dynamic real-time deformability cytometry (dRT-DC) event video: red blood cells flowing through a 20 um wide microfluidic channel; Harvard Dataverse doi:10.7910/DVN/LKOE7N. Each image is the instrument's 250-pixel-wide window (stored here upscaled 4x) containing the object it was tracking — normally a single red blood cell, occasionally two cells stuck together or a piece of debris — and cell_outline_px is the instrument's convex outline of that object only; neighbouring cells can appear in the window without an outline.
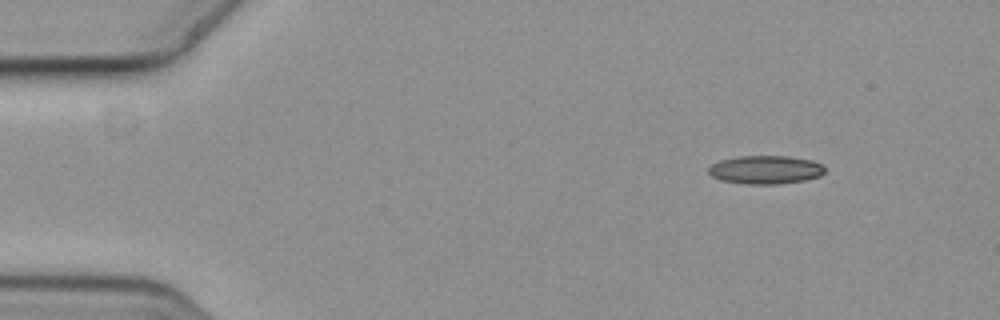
{"species": "common noctule bat (a hibernating species)", "species_latin": "Nyctalus noctula", "temperature_condition": "cold", "stored_images_in_passage": 4, "camera_frame_rate_fps": 3000, "um_per_image_px": 0.085, "animal": {"sex": "female", "body_mass_g": 19.3, "forearm_length_mm": 54.1}, "frame": {"image": 1, "passage_image": 1, "time_ms": 0.0, "image_size_px": [1000, 320], "cell_outline_px": [[824, 172], [820, 176], [804, 180], [776, 184], [748, 184], [720, 180], [712, 176], [708, 172], [708, 168], [712, 164], [720, 160], [736, 156], [788, 156], [812, 160], [820, 164], [824, 168]], "centroid_in_image_um": [65.04, 14.42], "position_along_channel_um": 20.0, "area_um2": 19.19}}
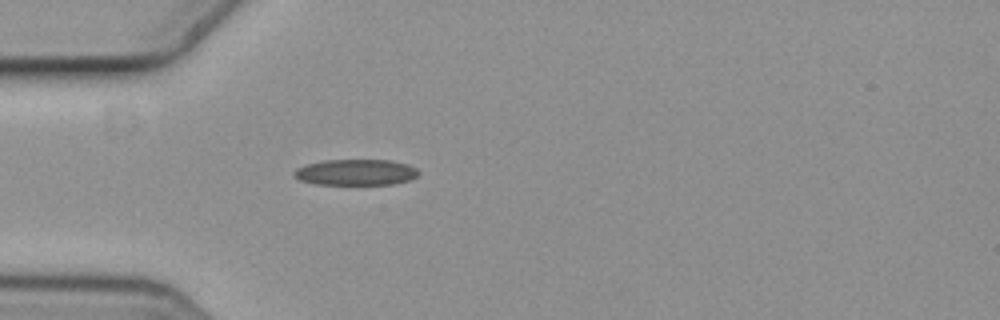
{"frame": {"image": 2, "passage_image": 4, "time_ms": 1.0, "image_size_px": [1000, 320], "cell_outline_px": [[420, 172], [416, 176], [408, 180], [392, 184], [316, 184], [300, 180], [292, 172], [296, 168], [304, 164], [324, 160], [392, 160], [408, 164], [416, 168]], "centroid_in_image_um": [30.23, 14.63], "position_along_channel_um": 54.8, "area_um2": 18.84}}